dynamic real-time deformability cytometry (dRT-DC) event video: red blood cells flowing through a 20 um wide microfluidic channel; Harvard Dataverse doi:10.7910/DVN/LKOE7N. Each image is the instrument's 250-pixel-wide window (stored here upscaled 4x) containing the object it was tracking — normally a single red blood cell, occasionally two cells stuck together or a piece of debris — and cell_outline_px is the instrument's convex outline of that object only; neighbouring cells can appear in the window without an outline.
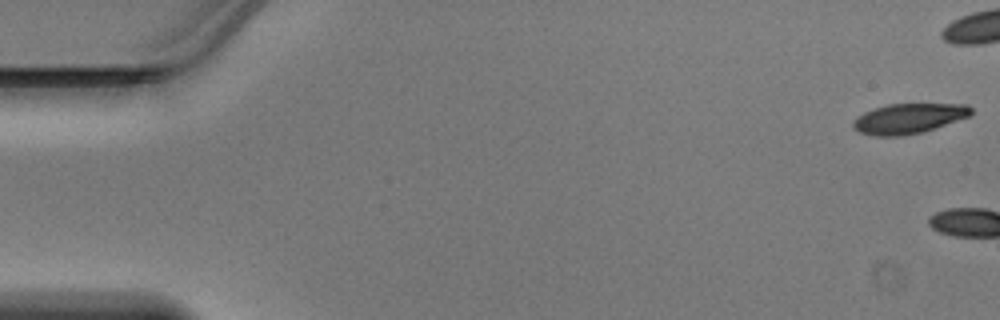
{"species": "Egyptian fruit bat (a non-hibernating species)", "species_latin": "Rousettus aegyptiacus", "temperature_condition": "warm", "stored_images_in_passage": 4, "camera_frame_rate_fps": 3000, "um_per_image_px": 0.085, "animal": {"sex": "male"}, "frame": {"image": 1, "passage_image": 1, "time_ms": 0.0, "image_size_px": [1000, 320], "cell_outline_px": [[972, 116], [924, 132], [900, 136], [876, 136], [860, 132], [852, 128], [852, 120], [856, 116], [864, 112], [888, 104], [968, 104], [972, 108]], "centroid_in_image_um": [77.26, 10.07], "position_along_channel_um": 7.7, "area_um2": 20.92}}